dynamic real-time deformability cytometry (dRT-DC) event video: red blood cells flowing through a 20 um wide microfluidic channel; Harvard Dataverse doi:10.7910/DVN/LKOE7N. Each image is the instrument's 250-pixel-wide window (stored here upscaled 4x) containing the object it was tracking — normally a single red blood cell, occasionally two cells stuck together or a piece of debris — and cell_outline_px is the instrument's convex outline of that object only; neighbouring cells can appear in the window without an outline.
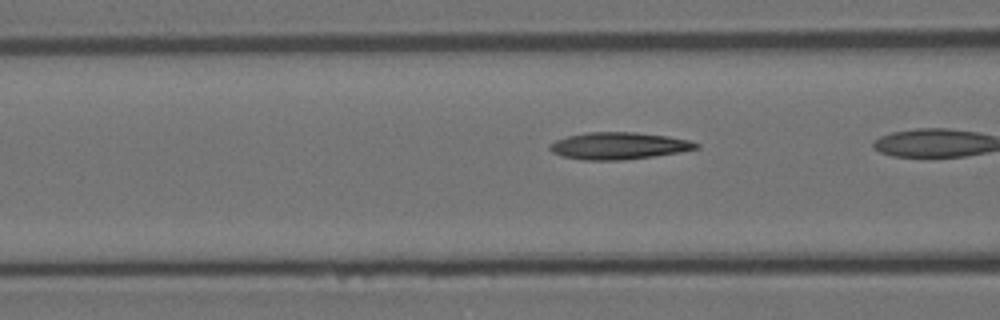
{"species": "Egyptian fruit bat (a non-hibernating species)", "species_latin": "Rousettus aegyptiacus", "temperature_condition": "room temperature", "stored_images_in_passage": 9, "camera_frame_rate_fps": 3000, "um_per_image_px": 0.085, "animal": {"sex": "female"}, "frame": {"image": 1, "passage_image": 7, "time_ms": 2.0, "image_size_px": [1000, 320], "cell_outline_px": [[700, 148], [680, 152], [624, 160], [584, 160], [560, 156], [552, 152], [548, 148], [548, 144], [556, 140], [568, 136], [588, 132], [636, 132], [668, 136], [688, 140], [700, 144]], "centroid_in_image_um": [52.57, 12.39], "position_along_channel_um": 114.0, "area_um2": 23.12}}